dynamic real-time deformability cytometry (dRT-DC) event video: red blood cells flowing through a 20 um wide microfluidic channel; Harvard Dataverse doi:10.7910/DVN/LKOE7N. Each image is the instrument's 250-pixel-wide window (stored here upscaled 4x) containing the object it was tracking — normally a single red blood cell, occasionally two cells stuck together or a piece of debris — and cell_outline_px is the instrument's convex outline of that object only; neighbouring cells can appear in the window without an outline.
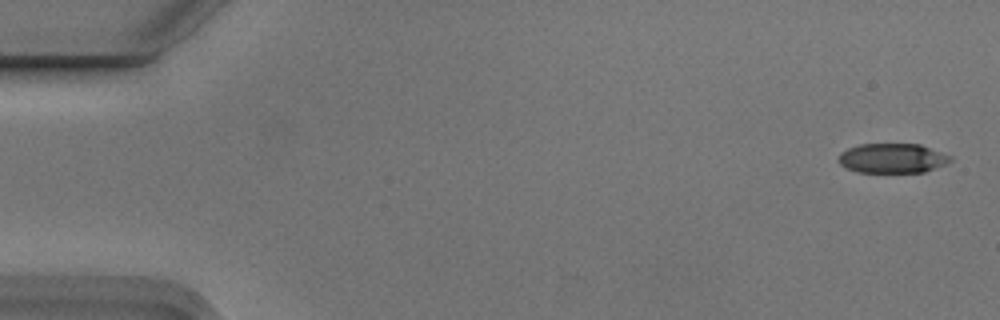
{"species": "Egyptian fruit bat (a non-hibernating species)", "species_latin": "Rousettus aegyptiacus", "temperature_condition": "cold", "stored_images_in_passage": 5, "camera_frame_rate_fps": 3000, "um_per_image_px": 0.085, "animal": {"sex": "male"}, "frame": {"image": 1, "passage_image": 1, "time_ms": 0.0, "image_size_px": [1000, 320], "cell_outline_px": [[952, 160], [944, 164], [924, 172], [856, 172], [840, 164], [840, 152], [848, 148], [860, 144], [920, 144], [952, 156]], "centroid_in_image_um": [75.86, 13.44], "position_along_channel_um": 9.1, "area_um2": 19.13}}
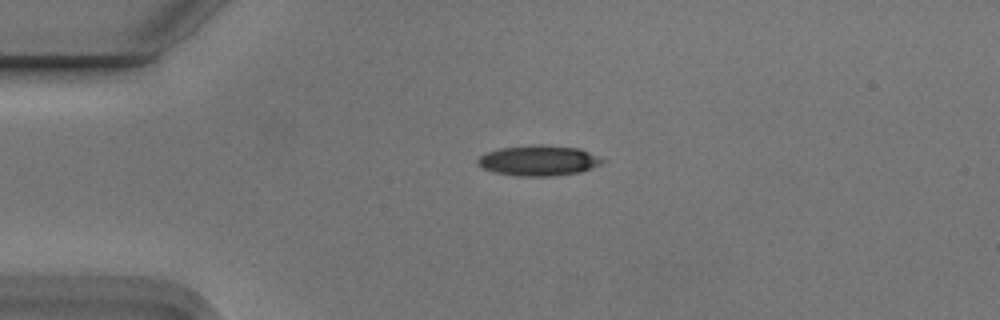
{"frame": {"image": 2, "passage_image": 4, "time_ms": 1.0, "image_size_px": [1000, 320], "cell_outline_px": [[608, 160], [592, 168], [580, 172], [552, 176], [516, 176], [496, 172], [484, 168], [476, 164], [476, 160], [480, 156], [488, 152], [500, 148], [532, 144], [540, 144], [580, 148], [600, 156]], "centroid_in_image_um": [45.82, 13.63], "position_along_channel_um": 39.2, "area_um2": 22.31}}